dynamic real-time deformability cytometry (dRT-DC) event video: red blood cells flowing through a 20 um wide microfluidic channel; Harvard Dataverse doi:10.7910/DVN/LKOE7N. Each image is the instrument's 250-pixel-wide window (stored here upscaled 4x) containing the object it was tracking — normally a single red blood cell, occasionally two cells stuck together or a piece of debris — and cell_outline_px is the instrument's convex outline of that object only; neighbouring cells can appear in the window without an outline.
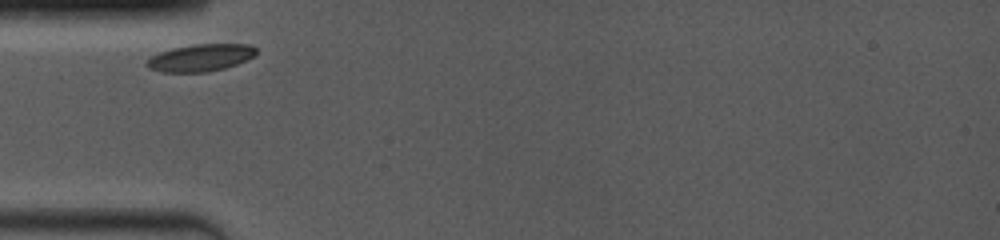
{"species": "common noctule bat (a hibernating species)", "species_latin": "Nyctalus noctula", "temperature_condition": "room temperature", "stored_images_in_passage": 6, "camera_frame_rate_fps": 4000, "um_per_image_px": 0.085, "animal": {"sex": "female", "body_mass_g": 19.0, "forearm_length_mm": 53.3}, "frame": {"image": 1, "passage_image": 1, "time_ms": 0.0, "image_size_px": [1000, 240], "cell_outline_px": [[256, 52], [252, 56], [236, 64], [224, 68], [208, 72], [164, 72], [148, 68], [144, 64], [152, 56], [160, 52], [172, 48], [192, 44], [248, 44], [256, 48]], "centroid_in_image_um": [17.01, 4.9], "position_along_channel_um": 68.0, "area_um2": 17.17}}
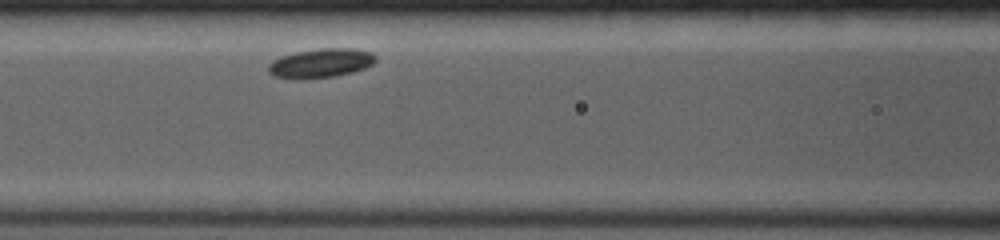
{"frame": {"image": 2, "passage_image": 4, "time_ms": 2.0, "image_size_px": [1000, 240], "cell_outline_px": [[376, 60], [372, 64], [364, 68], [352, 72], [336, 76], [300, 80], [296, 80], [276, 76], [268, 72], [268, 64], [272, 60], [280, 56], [296, 52], [320, 48], [352, 48], [372, 52], [376, 56]], "centroid_in_image_um": [27.24, 5.37], "position_along_channel_um": 139.4, "area_um2": 18.44}}
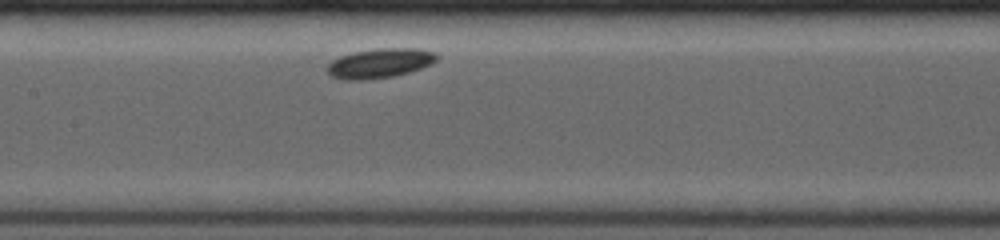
{"frame": {"image": 3, "passage_image": 6, "time_ms": 3.0, "image_size_px": [1000, 240], "cell_outline_px": [[440, 56], [432, 64], [408, 72], [392, 76], [364, 80], [344, 80], [332, 76], [328, 72], [328, 64], [332, 60], [340, 56], [352, 52], [376, 48], [420, 48], [436, 52]], "centroid_in_image_um": [32.31, 5.35], "position_along_channel_um": 175.1, "area_um2": 18.96}}